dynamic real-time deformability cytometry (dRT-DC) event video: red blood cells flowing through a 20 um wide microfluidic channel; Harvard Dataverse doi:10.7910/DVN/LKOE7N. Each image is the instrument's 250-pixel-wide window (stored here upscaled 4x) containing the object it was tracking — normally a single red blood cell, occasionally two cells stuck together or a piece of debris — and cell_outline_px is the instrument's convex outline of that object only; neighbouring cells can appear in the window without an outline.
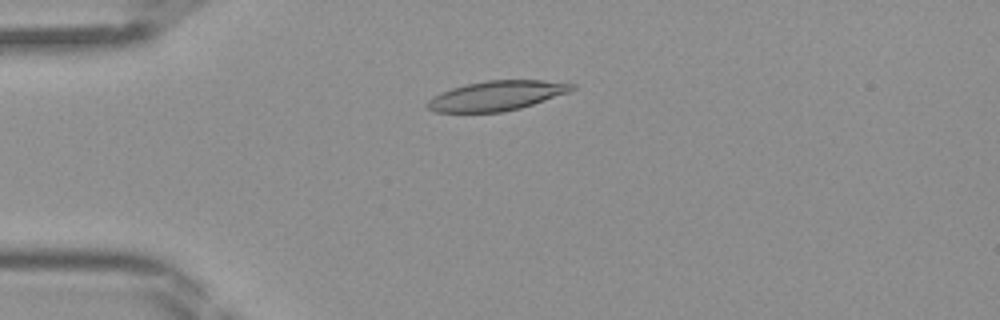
{"species": "Egyptian fruit bat (a non-hibernating species)", "species_latin": "Rousettus aegyptiacus", "temperature_condition": "room temperature", "stored_images_in_passage": 44, "camera_frame_rate_fps": 3000, "um_per_image_px": 0.085, "frame": {"image": 1, "passage_image": 11, "time_ms": 3.333, "image_size_px": [1000, 320], "cell_outline_px": [[576, 88], [568, 92], [520, 108], [504, 112], [436, 112], [428, 108], [424, 104], [432, 96], [440, 92], [452, 88], [468, 84], [488, 80], [544, 80], [576, 84]], "centroid_in_image_um": [42.19, 8.13], "position_along_channel_um": 42.8, "area_um2": 24.91}}
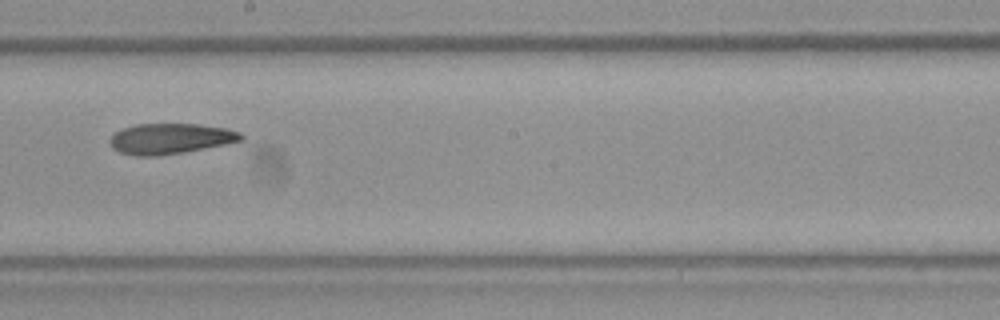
{"frame": {"image": 2, "passage_image": 25, "time_ms": 8.0, "image_size_px": [1000, 320], "cell_outline_px": [[244, 140], [184, 152], [160, 156], [136, 156], [120, 152], [112, 148], [108, 140], [116, 132], [124, 128], [136, 124], [196, 124], [228, 128], [240, 132], [244, 136]], "centroid_in_image_um": [14.48, 11.79], "position_along_channel_um": 233.7, "area_um2": 23.35}}
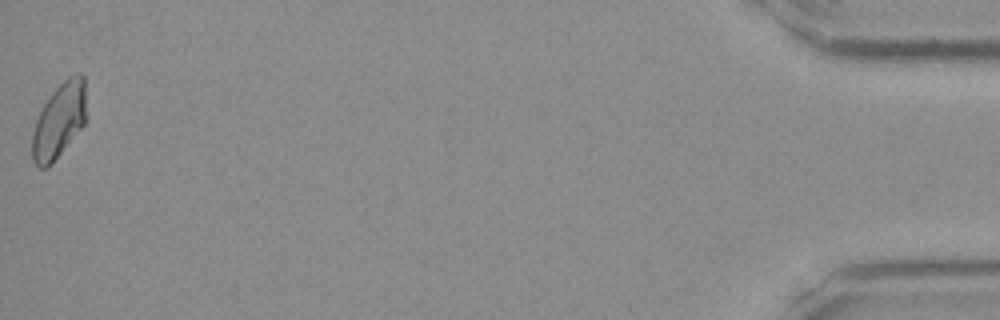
{"frame": {"image": 3, "passage_image": 44, "time_ms": 14.333, "image_size_px": [1000, 320], "cell_outline_px": [[84, 124], [52, 164], [48, 168], [40, 168], [32, 160], [32, 132], [36, 120], [44, 104], [52, 92], [68, 76], [80, 72], [84, 76]], "centroid_in_image_um": [4.99, 10.27], "position_along_channel_um": 430.2, "area_um2": 23.24}}